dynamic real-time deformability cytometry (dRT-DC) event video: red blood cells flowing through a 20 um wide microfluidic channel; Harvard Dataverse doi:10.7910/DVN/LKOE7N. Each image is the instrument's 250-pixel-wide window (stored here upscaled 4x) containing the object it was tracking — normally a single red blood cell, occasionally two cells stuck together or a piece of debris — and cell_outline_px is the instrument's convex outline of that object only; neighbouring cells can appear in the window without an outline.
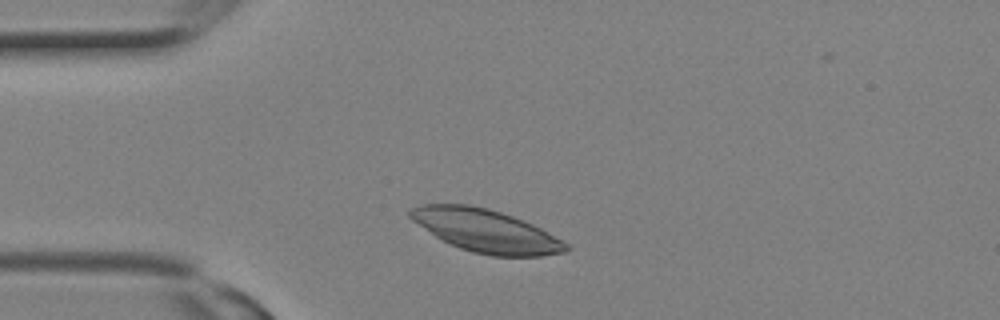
{"species": "Egyptian fruit bat (a non-hibernating species)", "species_latin": "Rousettus aegyptiacus", "temperature_condition": "room temperature", "stored_images_in_passage": 3, "camera_frame_rate_fps": 3000, "um_per_image_px": 0.085, "animal": {"sex": "female"}, "frame": {"image": 1, "passage_image": 3, "time_ms": 0.667, "image_size_px": [1000, 320], "cell_outline_px": [[572, 248], [568, 252], [540, 256], [492, 256], [472, 252], [448, 244], [440, 240], [412, 220], [408, 216], [408, 212], [412, 208], [424, 204], [468, 204], [488, 208], [512, 216], [532, 224], [540, 228], [568, 244]], "centroid_in_image_um": [41.29, 19.63], "position_along_channel_um": 43.7, "area_um2": 38.9}}